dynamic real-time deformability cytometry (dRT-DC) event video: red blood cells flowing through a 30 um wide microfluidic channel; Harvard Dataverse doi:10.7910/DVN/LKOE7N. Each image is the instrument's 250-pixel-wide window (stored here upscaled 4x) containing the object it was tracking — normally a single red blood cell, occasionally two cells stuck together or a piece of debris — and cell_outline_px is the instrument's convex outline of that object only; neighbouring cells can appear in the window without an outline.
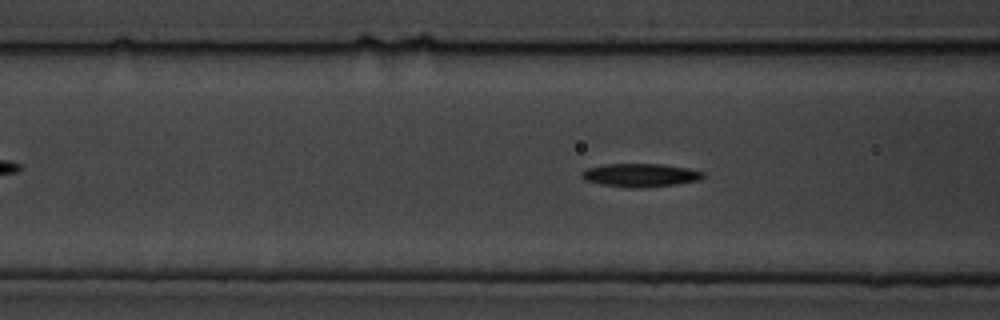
{"species": "common noctule bat (a hibernating species)", "species_latin": "Nyctalus noctula", "temperature_condition": "cold", "stored_images_in_passage": 42, "camera_frame_rate_fps": 3000, "um_per_image_px": 0.085, "animal": {"sex": "male", "body_mass_g": 19.5, "forearm_length_mm": 54.6}, "frame": {"image": 1, "passage_image": 6, "time_ms": 1.667, "image_size_px": [1000, 320], "cell_outline_px": [[704, 176], [700, 180], [676, 184], [644, 188], [628, 188], [600, 184], [584, 180], [580, 176], [580, 172], [588, 168], [604, 164], [664, 164], [688, 168], [704, 172]], "centroid_in_image_um": [54.41, 14.89], "position_along_channel_um": 112.2, "area_um2": 16.7}}
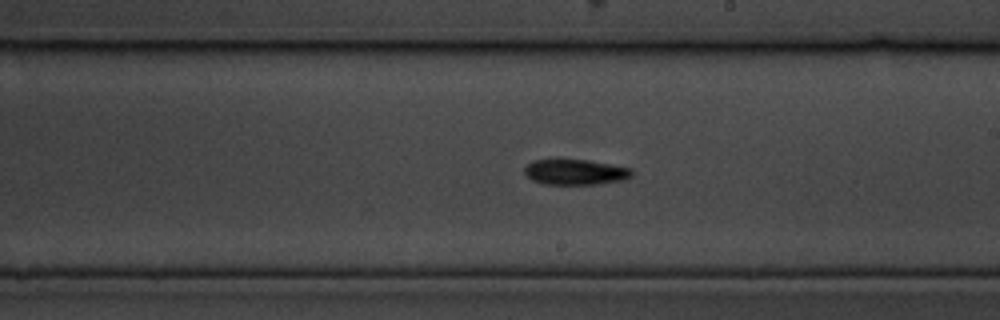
{"frame": {"image": 2, "passage_image": 17, "time_ms": 5.333, "image_size_px": [1000, 320], "cell_outline_px": [[632, 176], [628, 180], [596, 184], [544, 184], [532, 180], [524, 172], [524, 168], [532, 160], [552, 156], [560, 156], [588, 160], [612, 164], [632, 168]], "centroid_in_image_um": [48.87, 14.57], "position_along_channel_um": 240.1, "area_um2": 16.94}}
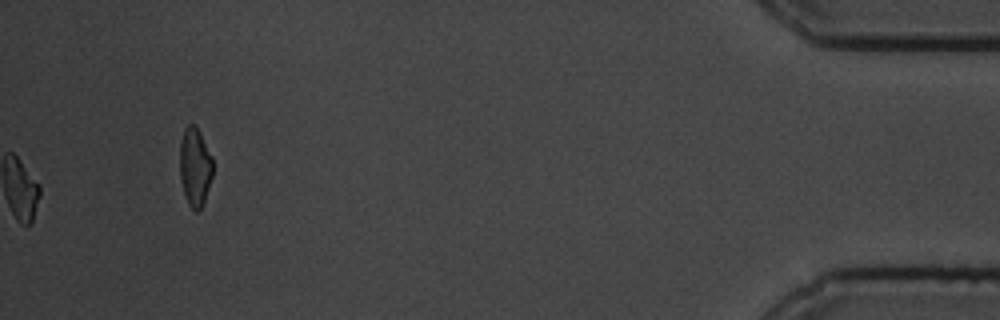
{"frame": {"image": 3, "passage_image": 42, "time_ms": 13.667, "image_size_px": [1000, 320], "cell_outline_px": [[212, 176], [204, 200], [200, 208], [196, 212], [188, 204], [184, 192], [180, 176], [180, 140], [184, 128], [188, 124], [192, 124], [200, 132], [212, 156]], "centroid_in_image_um": [16.56, 14.15], "position_along_channel_um": 418.6, "area_um2": 14.91}, "authors_computed_cell_mechanics": {"area_um2": 15.4904, "velocity_mm_per_s": 3.4967, "shape_relaxation_time_tau1_ms": 7.8649, "shape_relaxation_time_tau2_ms": null, "deformation_change_tau1": 0.1774, "deformation_change_tau2": null}}